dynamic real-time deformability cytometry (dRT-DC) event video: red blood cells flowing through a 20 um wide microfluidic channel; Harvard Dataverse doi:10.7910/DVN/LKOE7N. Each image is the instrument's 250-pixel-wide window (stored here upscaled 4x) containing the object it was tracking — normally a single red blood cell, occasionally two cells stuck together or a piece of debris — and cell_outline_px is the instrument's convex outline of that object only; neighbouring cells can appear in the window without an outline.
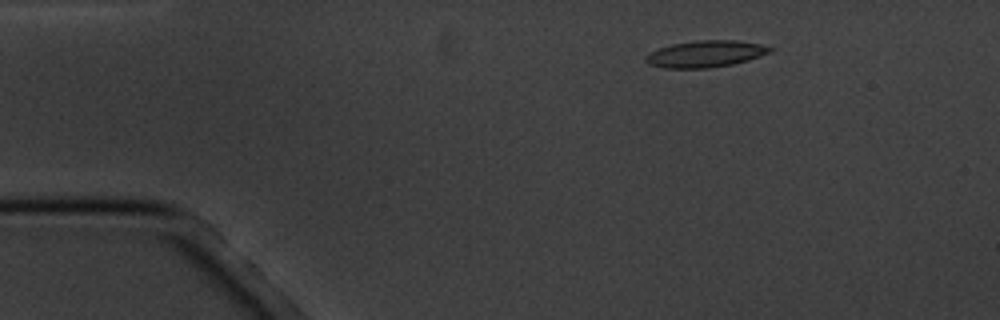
{"species": "common noctule bat (a hibernating species)", "species_latin": "Nyctalus noctula", "temperature_condition": "cold", "stored_images_in_passage": 5, "camera_frame_rate_fps": 3000, "um_per_image_px": 0.085, "animal": {"sex": "male", "body_mass_g": 20.1, "forearm_length_mm": 53.5}, "frame": {"image": 1, "passage_image": 3, "time_ms": 2.333, "image_size_px": [1000, 320], "cell_outline_px": [[776, 48], [772, 52], [748, 60], [732, 64], [708, 68], [664, 68], [648, 64], [644, 60], [644, 56], [660, 48], [672, 44], [696, 40], [736, 40], [760, 44]], "centroid_in_image_um": [59.99, 4.58], "position_along_channel_um": 25.0, "area_um2": 19.36}}